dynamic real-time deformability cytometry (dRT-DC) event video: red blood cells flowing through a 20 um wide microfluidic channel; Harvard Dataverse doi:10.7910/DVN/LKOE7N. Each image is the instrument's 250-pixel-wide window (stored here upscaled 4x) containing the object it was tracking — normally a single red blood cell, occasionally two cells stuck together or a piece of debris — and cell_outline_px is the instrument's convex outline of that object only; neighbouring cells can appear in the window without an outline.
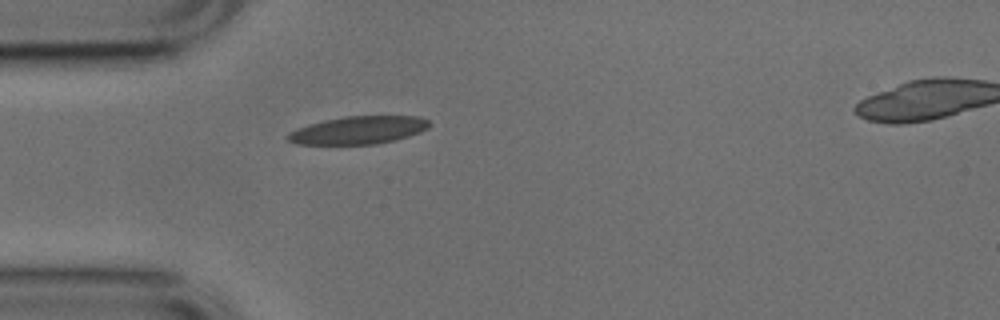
{"species": "common noctule bat (a hibernating species)", "species_latin": "Nyctalus noctula", "temperature_condition": "cold", "stored_images_in_passage": 2, "camera_frame_rate_fps": 3000, "um_per_image_px": 0.085, "animal": {"sex": "male", "body_mass_g": 17.9, "forearm_length_mm": 54.2}, "frame": {"image": 1, "passage_image": 1, "time_ms": 0.0, "image_size_px": [1000, 320], "cell_outline_px": [[432, 124], [428, 128], [420, 132], [396, 140], [376, 144], [296, 144], [288, 140], [284, 136], [288, 132], [296, 128], [308, 124], [324, 120], [344, 116], [420, 116], [428, 120]], "centroid_in_image_um": [30.45, 11.06], "position_along_channel_um": 54.6, "area_um2": 23.18}}